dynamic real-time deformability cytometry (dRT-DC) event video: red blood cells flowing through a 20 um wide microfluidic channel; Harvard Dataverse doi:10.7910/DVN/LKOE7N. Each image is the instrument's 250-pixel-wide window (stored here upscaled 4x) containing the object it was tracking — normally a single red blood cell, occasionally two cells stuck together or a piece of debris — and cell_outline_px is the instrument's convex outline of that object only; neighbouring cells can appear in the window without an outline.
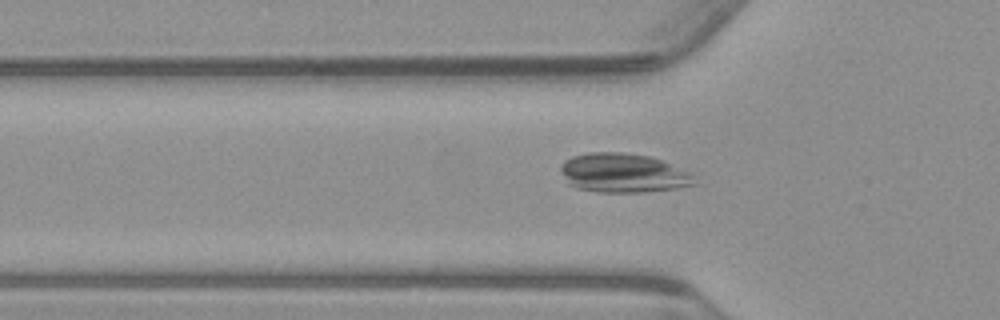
{"species": "common noctule bat (a hibernating species)", "species_latin": "Nyctalus noctula", "temperature_condition": "warm", "stored_images_in_passage": 41, "camera_frame_rate_fps": 3000, "um_per_image_px": 0.085, "animal": {"sex": "male", "body_mass_g": 23.1, "forearm_length_mm": 52.7}, "frame": {"image": 1, "passage_image": 11, "time_ms": 3.333, "image_size_px": [1000, 320], "cell_outline_px": [[696, 184], [676, 188], [644, 192], [600, 192], [576, 188], [568, 184], [560, 168], [560, 164], [564, 160], [572, 156], [588, 152], [624, 152], [648, 156], [664, 160], [692, 172]], "centroid_in_image_um": [52.99, 14.7], "position_along_channel_um": 72.8, "area_um2": 30.87}}
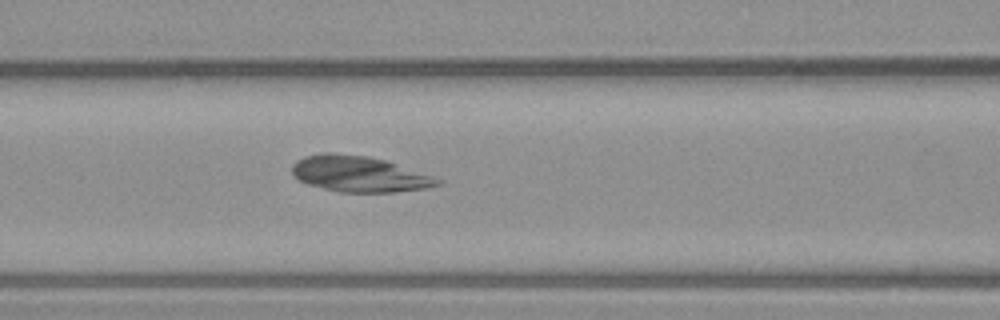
{"frame": {"image": 2, "passage_image": 16, "time_ms": 5.0, "image_size_px": [1000, 320], "cell_outline_px": [[444, 180], [440, 184], [424, 188], [392, 192], [340, 192], [308, 184], [296, 180], [292, 176], [292, 164], [296, 160], [304, 156], [324, 152], [332, 152], [368, 156], [384, 160]], "centroid_in_image_um": [30.45, 14.78], "position_along_channel_um": 136.1, "area_um2": 30.35}}
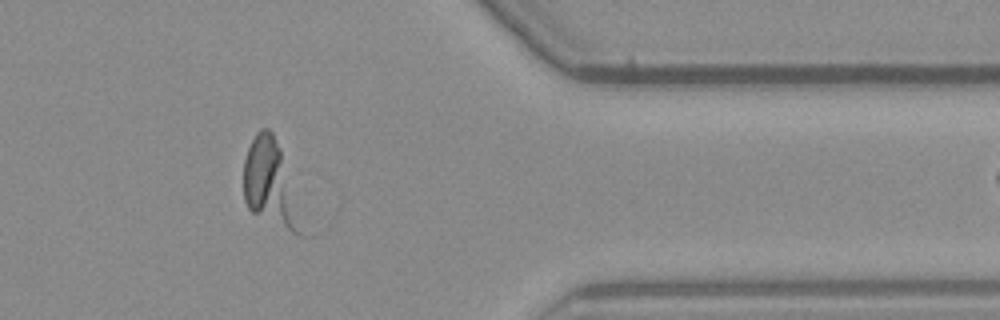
{"frame": {"image": 3, "passage_image": 38, "time_ms": 12.333, "image_size_px": [1000, 320], "cell_outline_px": [[308, 236], [300, 236], [252, 212], [248, 208], [244, 200], [244, 160], [248, 148], [256, 132], [260, 128], [268, 128], [272, 132], [280, 148]], "centroid_in_image_um": [23.01, 15.66], "position_along_channel_um": 388.4, "area_um2": 28.9}}